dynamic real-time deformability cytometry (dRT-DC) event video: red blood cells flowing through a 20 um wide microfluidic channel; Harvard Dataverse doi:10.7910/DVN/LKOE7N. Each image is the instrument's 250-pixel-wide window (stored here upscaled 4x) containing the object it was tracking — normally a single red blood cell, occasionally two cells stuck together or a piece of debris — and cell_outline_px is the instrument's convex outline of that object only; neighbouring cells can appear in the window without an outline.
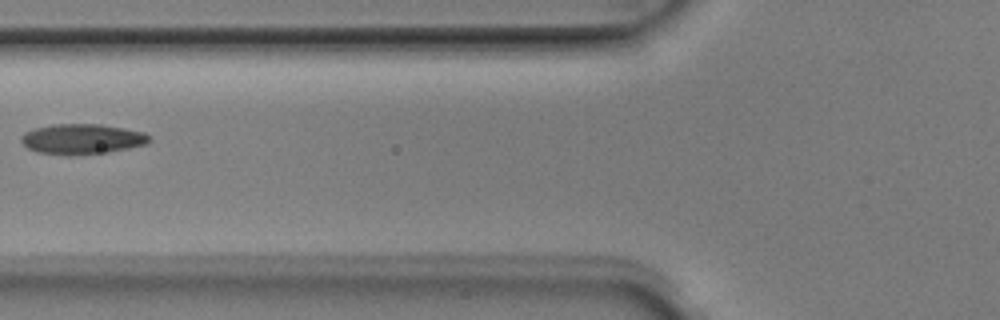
{"species": "Egyptian fruit bat (a non-hibernating species)", "species_latin": "Rousettus aegyptiacus", "temperature_condition": "room temperature", "stored_images_in_passage": 6, "camera_frame_rate_fps": 3000, "um_per_image_px": 0.085, "animal": {"sex": "male"}, "frame": {"image": 1, "passage_image": 5, "time_ms": 1.333, "image_size_px": [1000, 320], "cell_outline_px": [[152, 140], [148, 144], [108, 152], [68, 156], [36, 152], [28, 148], [20, 140], [20, 136], [24, 132], [36, 128], [56, 124], [100, 124], [124, 128], [144, 132]], "centroid_in_image_um": [6.97, 11.83], "position_along_channel_um": 118.8, "area_um2": 22.72}}
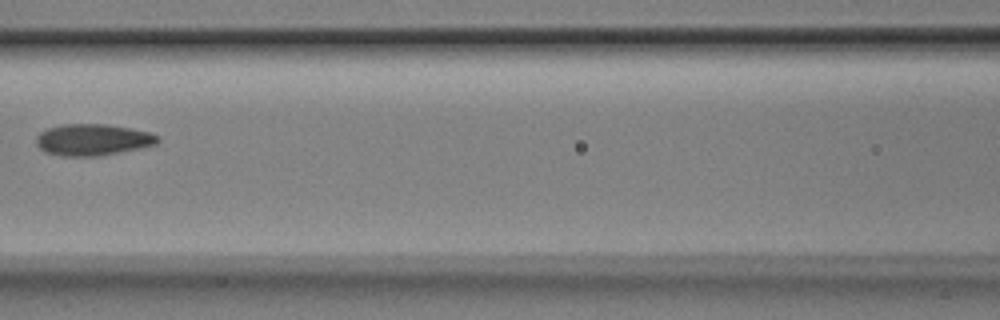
{"frame": {"image": 2, "passage_image": 6, "time_ms": 1.667, "image_size_px": [1000, 320], "cell_outline_px": [[160, 140], [156, 144], [140, 148], [100, 156], [60, 156], [44, 152], [36, 144], [36, 136], [40, 132], [48, 128], [64, 124], [104, 124], [152, 132], [160, 136]], "centroid_in_image_um": [7.89, 11.88], "position_along_channel_um": 158.7, "area_um2": 22.43}}